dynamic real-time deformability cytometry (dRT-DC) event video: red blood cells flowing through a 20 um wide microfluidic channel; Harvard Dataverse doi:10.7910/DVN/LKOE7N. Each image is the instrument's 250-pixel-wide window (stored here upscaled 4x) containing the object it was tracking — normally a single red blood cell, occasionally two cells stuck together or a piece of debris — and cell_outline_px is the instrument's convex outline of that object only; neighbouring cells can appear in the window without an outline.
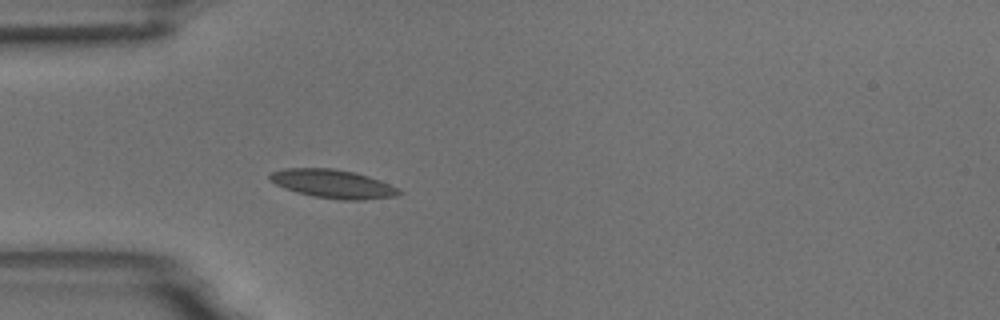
{"species": "common noctule bat (a hibernating species)", "species_latin": "Nyctalus noctula", "temperature_condition": "room temperature", "stored_images_in_passage": 40, "camera_frame_rate_fps": 3000, "um_per_image_px": 0.085, "animal": {"sex": "male", "body_mass_g": 18.8}, "frame": {"image": 1, "passage_image": 1, "time_ms": 0.0, "image_size_px": [1000, 320], "cell_outline_px": [[404, 192], [396, 196], [360, 200], [340, 200], [312, 196], [296, 192], [284, 188], [276, 184], [268, 176], [268, 172], [284, 168], [332, 168], [356, 172], [380, 180]], "centroid_in_image_um": [28.27, 15.62], "position_along_channel_um": 56.7, "area_um2": 21.56}}
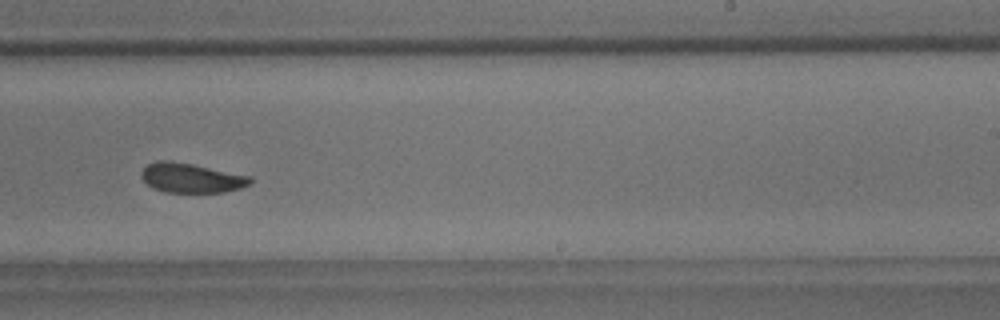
{"frame": {"image": 2, "passage_image": 19, "time_ms": 6.0, "image_size_px": [1000, 320], "cell_outline_px": [[252, 180], [248, 184], [240, 188], [224, 192], [164, 192], [152, 188], [140, 176], [140, 172], [148, 164], [156, 160], [168, 160], [192, 164], [252, 176]], "centroid_in_image_um": [16.23, 15.12], "position_along_channel_um": 272.8, "area_um2": 18.73}}
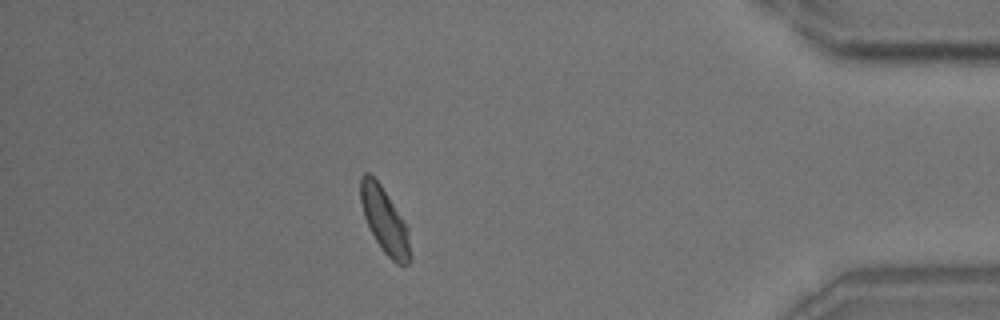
{"frame": {"image": 3, "passage_image": 33, "time_ms": 10.667, "image_size_px": [1000, 320], "cell_outline_px": [[412, 260], [408, 264], [396, 264], [384, 252], [376, 240], [364, 216], [360, 200], [360, 176], [364, 172], [368, 172], [380, 184], [408, 228], [412, 256]], "centroid_in_image_um": [32.71, 18.77], "position_along_channel_um": 402.5, "area_um2": 18.73}, "authors_computed_cell_mechanics": {"area_um2": 19.1318, "velocity_mm_per_s": 3.6813, "shape_relaxation_time_tau1_ms": 2.7573, "shape_relaxation_time_tau2_ms": 2.2831, "deformation_change_tau1": 0.1059, "deformation_change_tau2": 0.0698}}